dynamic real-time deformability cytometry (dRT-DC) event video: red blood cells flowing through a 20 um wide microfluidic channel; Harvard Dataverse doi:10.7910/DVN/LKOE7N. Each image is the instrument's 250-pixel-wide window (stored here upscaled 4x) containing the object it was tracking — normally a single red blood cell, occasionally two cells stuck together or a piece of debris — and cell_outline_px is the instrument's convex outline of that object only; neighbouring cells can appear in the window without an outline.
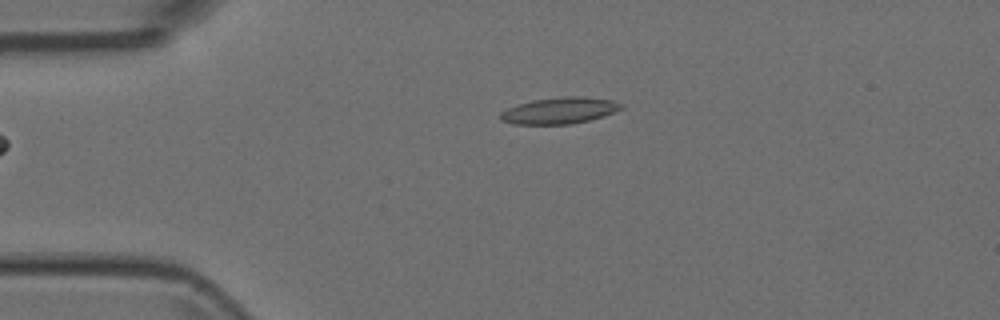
{"species": "Egyptian fruit bat (a non-hibernating species)", "species_latin": "Rousettus aegyptiacus", "temperature_condition": "room temperature", "stored_images_in_passage": 2, "camera_frame_rate_fps": 3000, "um_per_image_px": 0.085, "animal": {"sex": "female"}, "frame": {"image": 1, "passage_image": 1, "time_ms": 0.0, "image_size_px": [1000, 320], "cell_outline_px": [[624, 108], [604, 116], [572, 124], [512, 124], [500, 120], [500, 112], [516, 104], [532, 100], [560, 96], [584, 96], [612, 100], [624, 104]], "centroid_in_image_um": [47.56, 9.39], "position_along_channel_um": 37.4, "area_um2": 18.84}}